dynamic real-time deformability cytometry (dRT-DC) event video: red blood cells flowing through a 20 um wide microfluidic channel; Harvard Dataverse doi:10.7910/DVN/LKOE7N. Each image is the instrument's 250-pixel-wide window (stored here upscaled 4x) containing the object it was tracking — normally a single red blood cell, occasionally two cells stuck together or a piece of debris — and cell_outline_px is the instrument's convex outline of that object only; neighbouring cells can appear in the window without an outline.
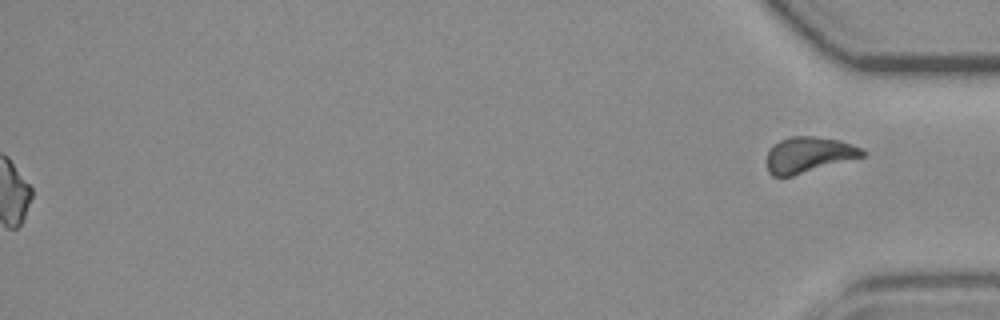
{"species": "common noctule bat (a hibernating species)", "species_latin": "Nyctalus noctula", "temperature_condition": "room temperature", "stored_images_in_passage": 43, "segment_of_instrument_passage": [2, 2], "camera_frame_rate_fps": 3000, "um_per_image_px": 0.085, "animal": {"sex": "female", "body_mass_g": 19.3, "forearm_length_mm": 54.1}, "frame": {"image": 1, "passage_image": 43, "time_ms": 14.0, "image_size_px": [1000, 320], "cell_outline_px": [[864, 156], [792, 176], [772, 176], [768, 172], [768, 148], [772, 144], [788, 136], [816, 136], [840, 140], [852, 144], [860, 148], [864, 152]], "centroid_in_image_um": [68.7, 13.14], "position_along_channel_um": 366.5, "area_um2": 19.88}}